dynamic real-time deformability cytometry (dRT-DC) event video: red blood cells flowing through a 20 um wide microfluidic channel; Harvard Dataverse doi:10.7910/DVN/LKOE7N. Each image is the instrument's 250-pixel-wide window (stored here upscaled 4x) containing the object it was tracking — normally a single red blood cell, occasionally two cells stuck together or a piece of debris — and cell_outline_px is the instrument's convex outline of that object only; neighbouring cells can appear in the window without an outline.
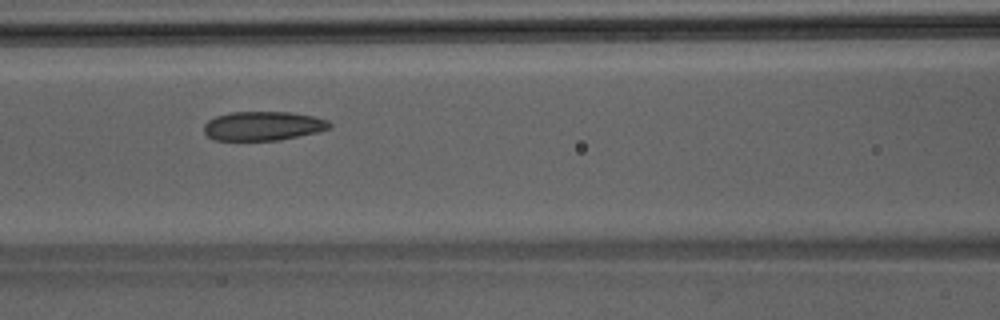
{"species": "Egyptian fruit bat (a non-hibernating species)", "species_latin": "Rousettus aegyptiacus", "temperature_condition": "room temperature", "stored_images_in_passage": 45, "camera_frame_rate_fps": 3000, "um_per_image_px": 0.085, "animal": {"sex": "male"}, "frame": {"image": 1, "passage_image": 18, "time_ms": 5.667, "image_size_px": [1000, 320], "cell_outline_px": [[332, 128], [316, 132], [280, 140], [216, 140], [208, 136], [204, 132], [204, 124], [208, 120], [216, 116], [228, 112], [292, 112], [312, 116], [328, 120], [332, 124]], "centroid_in_image_um": [22.36, 10.7], "position_along_channel_um": 144.2, "area_um2": 21.33}}
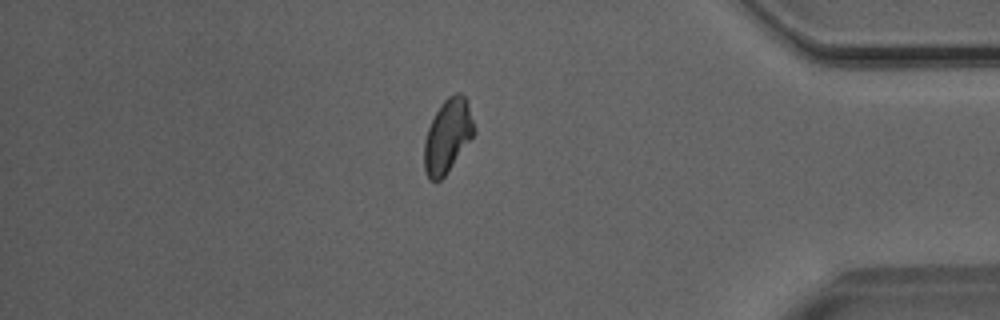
{"frame": {"image": 2, "passage_image": 38, "time_ms": 12.333, "image_size_px": [1000, 320], "cell_outline_px": [[476, 132], [444, 176], [440, 180], [428, 180], [424, 168], [424, 140], [428, 128], [440, 104], [448, 96], [456, 92], [460, 92], [464, 96], [468, 104]], "centroid_in_image_um": [38.03, 11.54], "position_along_channel_um": 397.2, "area_um2": 21.15}}
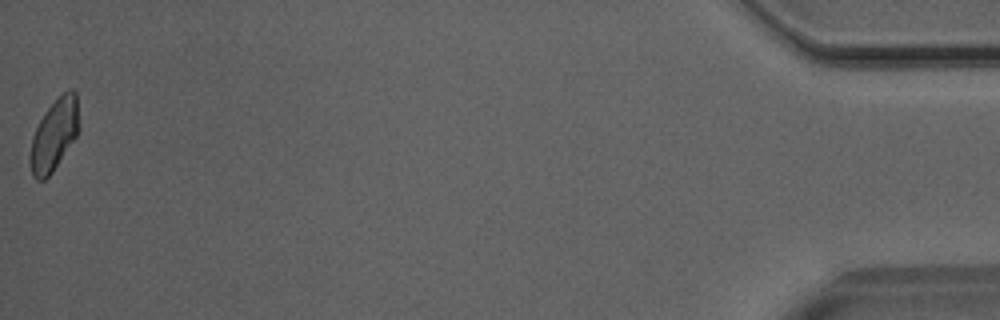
{"frame": {"image": 3, "passage_image": 45, "time_ms": 14.667, "image_size_px": [1000, 320], "cell_outline_px": [[80, 128], [76, 136], [52, 172], [44, 180], [36, 180], [32, 176], [28, 160], [28, 156], [32, 136], [44, 112], [68, 88], [72, 88], [76, 92]], "centroid_in_image_um": [4.59, 11.47], "position_along_channel_um": 430.6, "area_um2": 20.46}}